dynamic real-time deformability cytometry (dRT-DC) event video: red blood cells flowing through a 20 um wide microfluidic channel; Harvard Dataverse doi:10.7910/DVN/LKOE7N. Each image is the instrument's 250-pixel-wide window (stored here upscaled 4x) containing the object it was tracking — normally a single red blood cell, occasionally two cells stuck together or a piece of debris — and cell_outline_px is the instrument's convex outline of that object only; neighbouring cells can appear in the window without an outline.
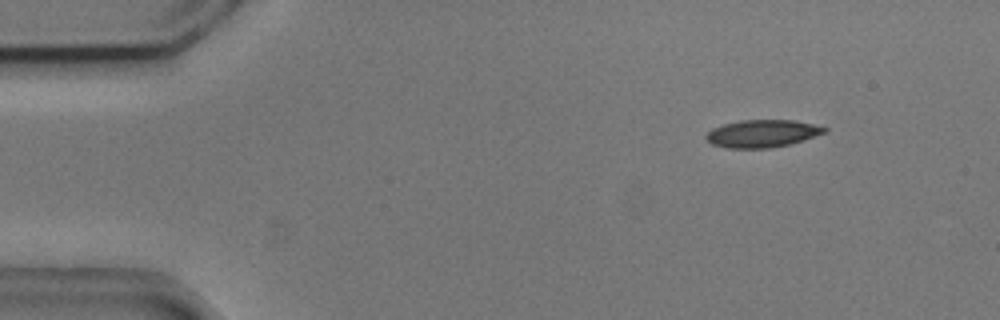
{"species": "common noctule bat (a hibernating species)", "species_latin": "Nyctalus noctula", "temperature_condition": "cold", "stored_images_in_passage": 49, "camera_frame_rate_fps": 3000, "um_per_image_px": 0.085, "animal": {"sex": "male", "body_mass_g": 20.5, "forearm_length_mm": 52.5}, "frame": {"image": 1, "passage_image": 1, "time_ms": 0.0, "image_size_px": [1000, 320], "cell_outline_px": [[828, 132], [804, 140], [788, 144], [768, 148], [728, 148], [712, 144], [704, 136], [712, 128], [724, 124], [740, 120], [796, 120], [828, 128]], "centroid_in_image_um": [64.81, 11.34], "position_along_channel_um": 20.2, "area_um2": 18.96}}
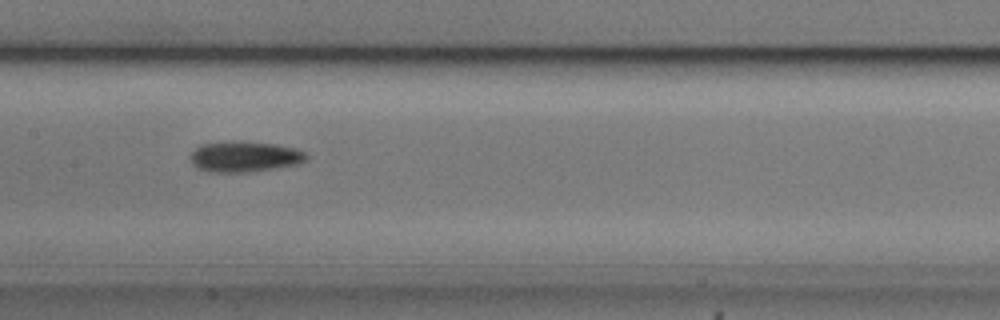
{"frame": {"image": 2, "passage_image": 21, "time_ms": 6.667, "image_size_px": [1000, 320], "cell_outline_px": [[308, 160], [300, 164], [276, 168], [248, 172], [212, 172], [200, 168], [192, 164], [188, 156], [200, 144], [236, 140], [240, 140], [276, 144], [296, 148], [308, 152]], "centroid_in_image_um": [20.84, 13.3], "position_along_channel_um": 186.6, "area_um2": 21.21}}
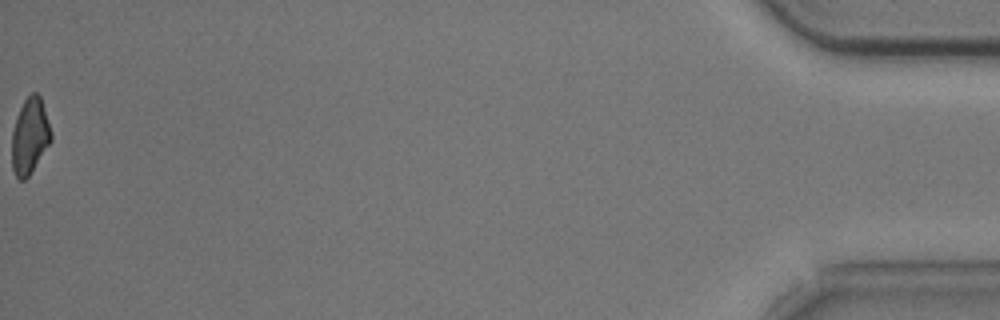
{"frame": {"image": 3, "passage_image": 49, "time_ms": 16.0, "image_size_px": [1000, 320], "cell_outline_px": [[52, 140], [28, 176], [24, 180], [20, 180], [16, 176], [12, 168], [12, 132], [16, 116], [24, 100], [32, 92], [36, 92], [40, 96], [52, 132]], "centroid_in_image_um": [2.53, 11.55], "position_along_channel_um": 432.7, "area_um2": 17.22}, "authors_computed_cell_mechanics": {"area_um2": 19.1318, "velocity_mm_per_s": 3.7298, "shape_relaxation_time_tau1_ms": 4.2239, "shape_relaxation_time_tau2_ms": null, "deformation_change_tau1": 0.0995, "deformation_change_tau2": null}}